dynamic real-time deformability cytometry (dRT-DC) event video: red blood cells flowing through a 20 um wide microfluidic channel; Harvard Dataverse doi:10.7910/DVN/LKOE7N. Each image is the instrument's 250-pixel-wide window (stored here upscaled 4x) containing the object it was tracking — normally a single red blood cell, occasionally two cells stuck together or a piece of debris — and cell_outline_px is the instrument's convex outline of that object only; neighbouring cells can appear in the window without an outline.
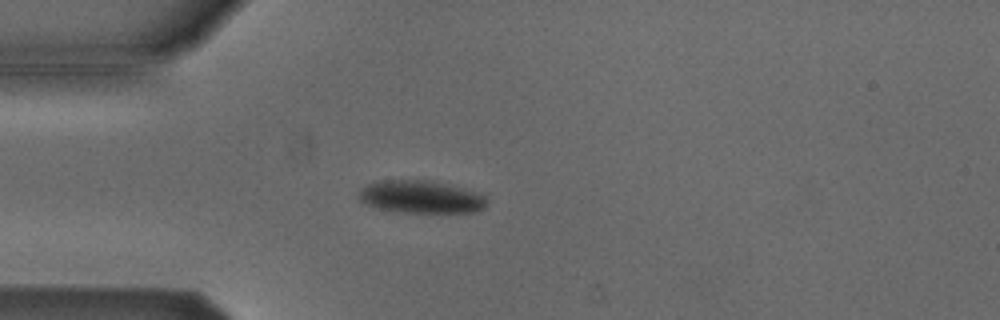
{"species": "Egyptian fruit bat (a non-hibernating species)", "species_latin": "Rousettus aegyptiacus", "temperature_condition": "cold", "stored_images_in_passage": 47, "camera_frame_rate_fps": 3000, "um_per_image_px": 0.085, "animal": {"sex": "male"}, "frame": {"image": 1, "passage_image": 8, "time_ms": 2.333, "image_size_px": [1000, 320], "cell_outline_px": [[488, 200], [484, 208], [476, 212], [400, 212], [376, 208], [360, 200], [356, 196], [360, 188], [376, 180], [428, 180], [460, 188], [484, 196]], "centroid_in_image_um": [35.7, 16.74], "position_along_channel_um": 49.3, "area_um2": 24.16}}
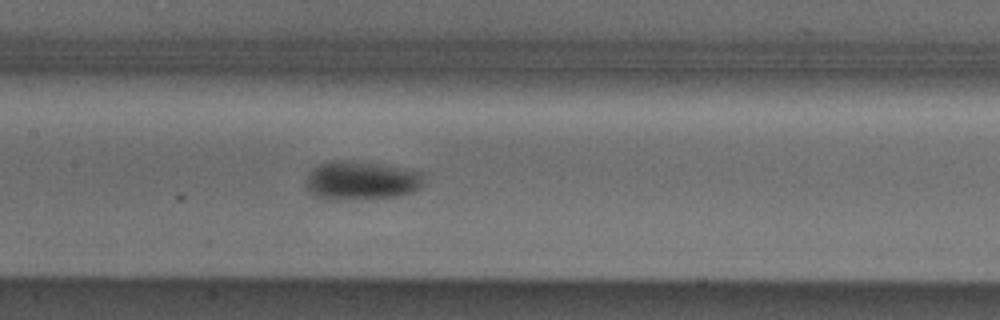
{"frame": {"image": 2, "passage_image": 19, "time_ms": 6.0, "image_size_px": [1000, 320], "cell_outline_px": [[424, 184], [420, 188], [412, 192], [396, 196], [344, 200], [328, 200], [316, 196], [308, 192], [304, 188], [304, 184], [312, 168], [320, 164], [332, 160], [352, 160], [424, 172]], "centroid_in_image_um": [30.67, 15.35], "position_along_channel_um": 176.7, "area_um2": 26.88}}
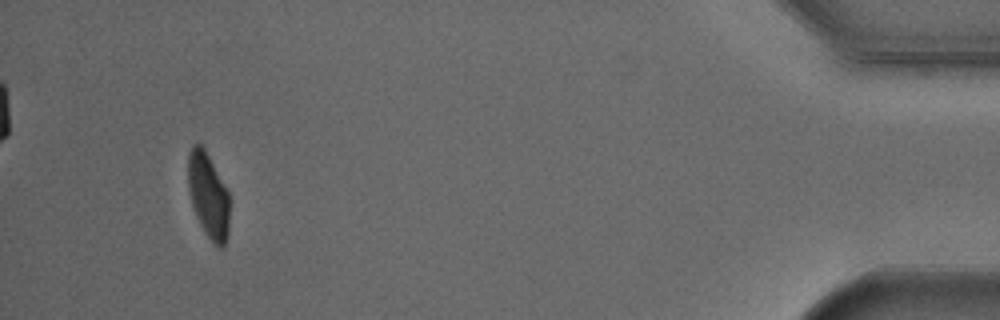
{"frame": {"image": 3, "passage_image": 44, "time_ms": 14.333, "image_size_px": [1000, 320], "cell_outline_px": [[228, 236], [224, 244], [220, 248], [216, 248], [212, 244], [204, 232], [196, 216], [188, 192], [188, 152], [192, 144], [200, 144], [204, 148], [228, 192]], "centroid_in_image_um": [17.68, 16.65], "position_along_channel_um": 417.5, "area_um2": 20.52}, "authors_computed_cell_mechanics": {"area_um2": 23.987, "velocity_mm_per_s": 3.8062, "shape_relaxation_time_tau1_ms": 3.8239, "shape_relaxation_time_tau2_ms": null, "deformation_change_tau1": 0.125, "deformation_change_tau2": null}}